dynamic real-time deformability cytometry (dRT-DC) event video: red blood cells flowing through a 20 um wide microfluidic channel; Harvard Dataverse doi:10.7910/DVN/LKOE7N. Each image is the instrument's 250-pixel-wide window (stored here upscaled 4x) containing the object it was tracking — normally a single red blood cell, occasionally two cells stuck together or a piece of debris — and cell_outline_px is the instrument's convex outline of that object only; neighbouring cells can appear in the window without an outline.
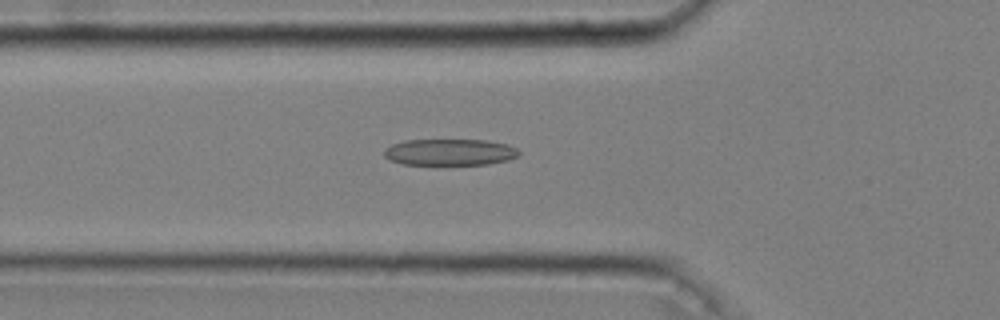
{"species": "common noctule bat (a hibernating species)", "species_latin": "Nyctalus noctula", "temperature_condition": "cold", "stored_images_in_passage": 47, "camera_frame_rate_fps": 3000, "um_per_image_px": 0.085, "animal": {"sex": "male", "body_mass_g": 20.4}, "frame": {"image": 1, "passage_image": 15, "time_ms": 4.667, "image_size_px": [1000, 320], "cell_outline_px": [[520, 156], [508, 160], [488, 164], [400, 164], [388, 160], [384, 156], [384, 148], [392, 144], [404, 140], [484, 140], [508, 144], [516, 148], [520, 152]], "centroid_in_image_um": [38.22, 12.93], "position_along_channel_um": 87.6, "area_um2": 20.92}}
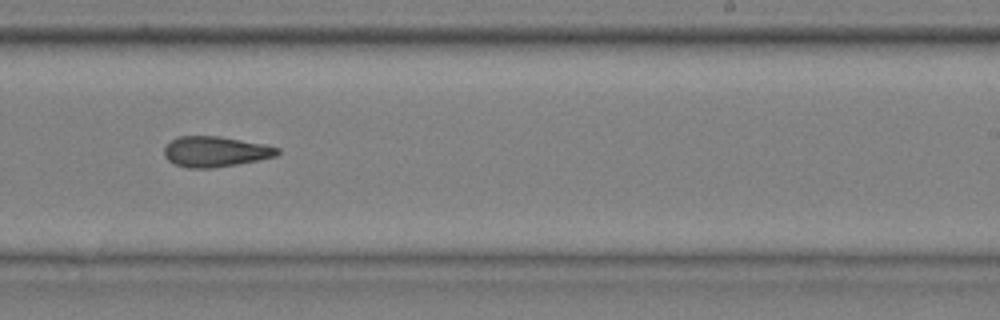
{"frame": {"image": 2, "passage_image": 30, "time_ms": 9.667, "image_size_px": [1000, 320], "cell_outline_px": [[280, 152], [276, 156], [236, 164], [212, 168], [188, 168], [176, 164], [168, 160], [164, 156], [164, 148], [172, 140], [180, 136], [220, 136], [264, 144], [280, 148]], "centroid_in_image_um": [18.31, 12.88], "position_along_channel_um": 270.7, "area_um2": 19.94}}
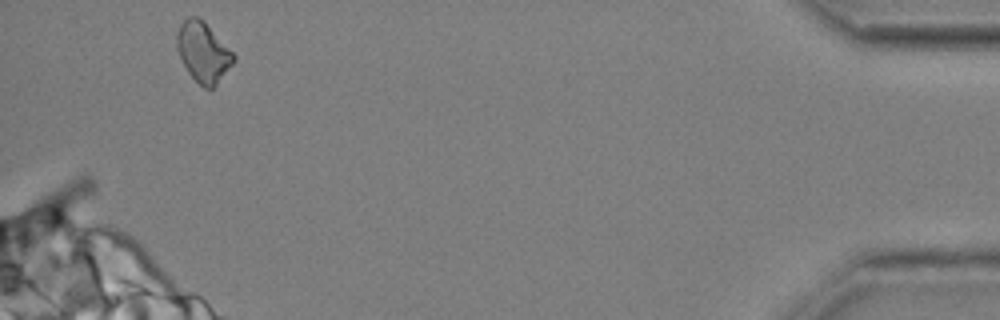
{"frame": {"image": 3, "passage_image": 47, "time_ms": 15.333, "image_size_px": [1000, 320], "cell_outline_px": [[236, 60], [216, 84], [212, 88], [204, 88], [188, 72], [176, 48], [176, 32], [180, 24], [188, 16], [196, 16], [204, 20], [236, 56]], "centroid_in_image_um": [17.26, 4.39], "position_along_channel_um": 417.9, "area_um2": 19.71}, "authors_computed_cell_mechanics": {"area_um2": 20.4034, "velocity_mm_per_s": 3.6628, "shape_relaxation_time_tau1_ms": 6.5212, "shape_relaxation_time_tau2_ms": 11.2511, "deformation_change_tau1": 0.1801, "deformation_change_tau2": 0.244}}